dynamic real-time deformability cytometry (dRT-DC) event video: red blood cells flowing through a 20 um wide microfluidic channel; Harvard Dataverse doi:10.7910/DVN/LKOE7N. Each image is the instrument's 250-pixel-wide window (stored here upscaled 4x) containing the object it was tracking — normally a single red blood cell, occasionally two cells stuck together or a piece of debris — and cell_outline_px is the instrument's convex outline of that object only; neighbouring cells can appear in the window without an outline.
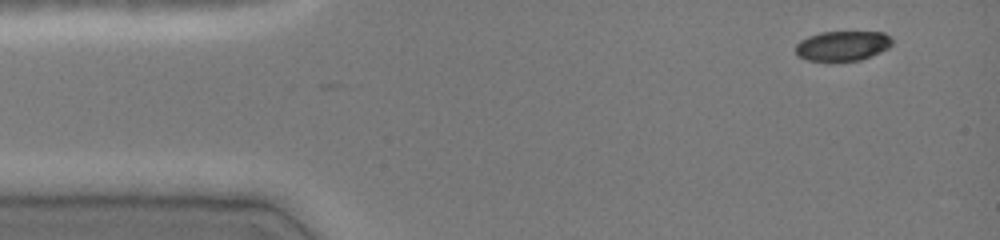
{"species": "common noctule bat (a hibernating species)", "species_latin": "Nyctalus noctula", "temperature_condition": "cold", "stored_images_in_passage": 3, "camera_frame_rate_fps": 3000, "um_per_image_px": 0.085, "animal": {"sex": "female", "body_mass_g": 19.0, "forearm_length_mm": 51.5}, "frame": {"image": 1, "passage_image": 3, "time_ms": 0.667, "image_size_px": [1000, 240], "cell_outline_px": [[892, 44], [888, 48], [880, 52], [860, 60], [808, 60], [796, 56], [796, 44], [800, 40], [808, 36], [820, 32], [884, 32], [892, 40]], "centroid_in_image_um": [71.59, 3.88], "position_along_channel_um": 13.4, "area_um2": 16.65}}